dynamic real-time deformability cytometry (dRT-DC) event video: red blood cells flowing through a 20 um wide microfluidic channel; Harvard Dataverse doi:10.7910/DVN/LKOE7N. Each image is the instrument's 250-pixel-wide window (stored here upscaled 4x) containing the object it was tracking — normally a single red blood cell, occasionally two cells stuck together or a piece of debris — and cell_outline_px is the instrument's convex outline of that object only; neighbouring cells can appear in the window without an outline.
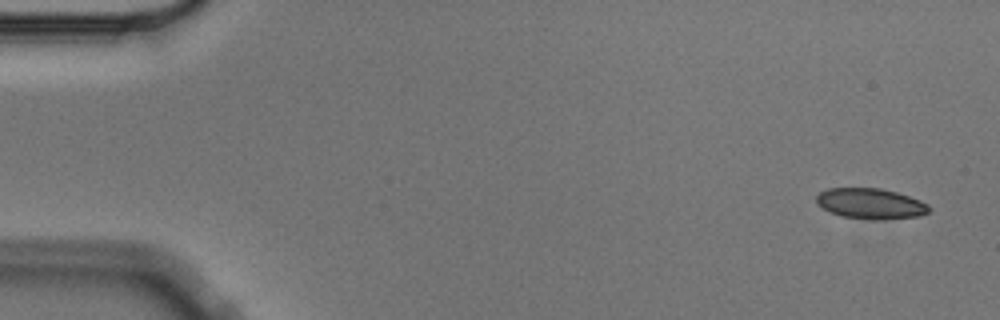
{"species": "Egyptian fruit bat (a non-hibernating species)", "species_latin": "Rousettus aegyptiacus", "temperature_condition": "cold", "stored_images_in_passage": 6, "segment_of_instrument_passage": [1, 2], "camera_frame_rate_fps": 3000, "um_per_image_px": 0.085, "animal": {"sex": "male"}, "frame": {"image": 1, "passage_image": 1, "time_ms": 0.0, "image_size_px": [1000, 320], "cell_outline_px": [[932, 208], [928, 212], [920, 216], [880, 220], [872, 220], [840, 216], [816, 204], [816, 196], [820, 192], [828, 188], [880, 188], [896, 192], [920, 200], [928, 204]], "centroid_in_image_um": [74.01, 17.31], "position_along_channel_um": 11.0, "area_um2": 20.17}}
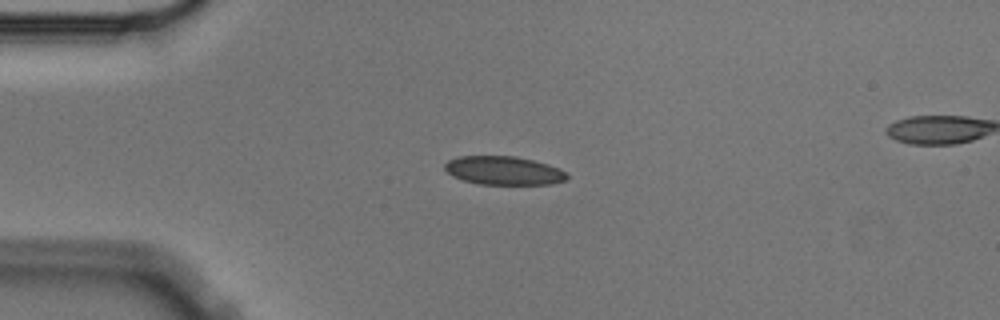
{"frame": {"image": 2, "passage_image": 4, "time_ms": 1.0, "image_size_px": [1000, 320], "cell_outline_px": [[568, 180], [552, 184], [480, 184], [464, 180], [452, 176], [444, 168], [444, 164], [448, 160], [456, 156], [516, 156], [548, 164], [560, 168], [568, 176]], "centroid_in_image_um": [42.81, 14.49], "position_along_channel_um": 42.2, "area_um2": 20.4}}